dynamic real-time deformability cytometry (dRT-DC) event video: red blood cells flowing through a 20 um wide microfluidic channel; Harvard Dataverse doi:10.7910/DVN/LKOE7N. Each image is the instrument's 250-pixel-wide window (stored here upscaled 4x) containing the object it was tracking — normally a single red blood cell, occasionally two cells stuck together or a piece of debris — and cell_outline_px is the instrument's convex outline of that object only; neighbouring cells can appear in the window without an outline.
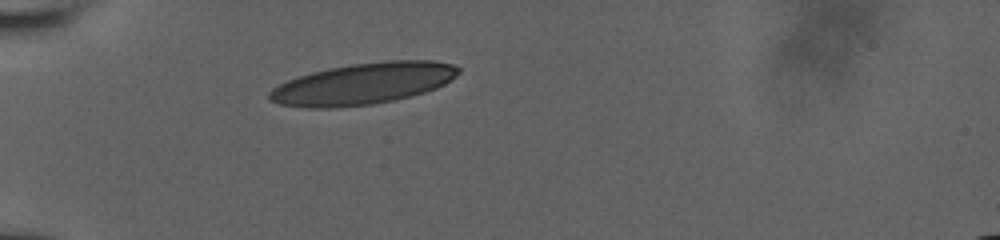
{"species": "human", "species_latin": "Homo sapiens", "temperature_condition": "room temperature", "stored_images_in_passage": 7, "camera_frame_rate_fps": 3000, "um_per_image_px": 0.085, "donor": {"sex": "male"}, "frame": {"image": 1, "passage_image": 1, "time_ms": 0.0, "image_size_px": [1000, 240], "cell_outline_px": [[460, 72], [456, 76], [444, 84], [436, 88], [424, 92], [392, 100], [372, 104], [332, 108], [308, 108], [280, 104], [268, 100], [268, 92], [272, 88], [288, 80], [312, 72], [328, 68], [352, 64], [384, 60], [432, 60], [452, 64], [460, 68]], "centroid_in_image_um": [30.85, 7.11], "position_along_channel_um": 54.1, "area_um2": 45.49}}
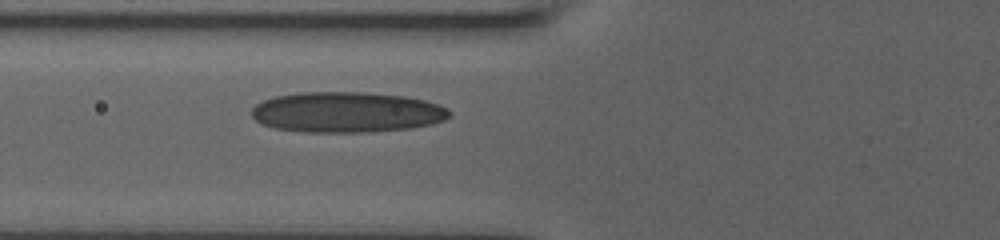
{"frame": {"image": 2, "passage_image": 4, "time_ms": 1.667, "image_size_px": [1000, 240], "cell_outline_px": [[452, 116], [444, 120], [432, 124], [412, 128], [364, 132], [304, 132], [276, 128], [264, 124], [256, 120], [252, 116], [252, 108], [256, 104], [264, 100], [276, 96], [300, 92], [364, 92], [404, 96], [424, 100], [440, 104], [448, 108], [452, 112]], "centroid_in_image_um": [29.52, 9.53], "position_along_channel_um": 96.3, "area_um2": 46.88}}
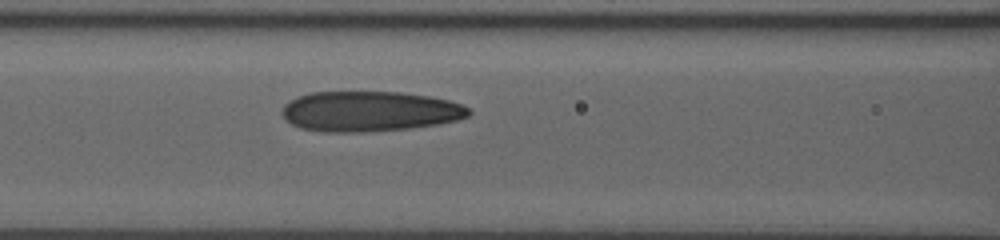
{"frame": {"image": 3, "passage_image": 7, "time_ms": 2.667, "image_size_px": [1000, 240], "cell_outline_px": [[472, 112], [468, 116], [456, 120], [436, 124], [408, 128], [360, 132], [324, 132], [300, 128], [284, 120], [280, 112], [284, 104], [308, 92], [400, 92], [428, 96], [448, 100], [460, 104], [468, 108]], "centroid_in_image_um": [31.36, 9.46], "position_along_channel_um": 135.2, "area_um2": 43.7}}